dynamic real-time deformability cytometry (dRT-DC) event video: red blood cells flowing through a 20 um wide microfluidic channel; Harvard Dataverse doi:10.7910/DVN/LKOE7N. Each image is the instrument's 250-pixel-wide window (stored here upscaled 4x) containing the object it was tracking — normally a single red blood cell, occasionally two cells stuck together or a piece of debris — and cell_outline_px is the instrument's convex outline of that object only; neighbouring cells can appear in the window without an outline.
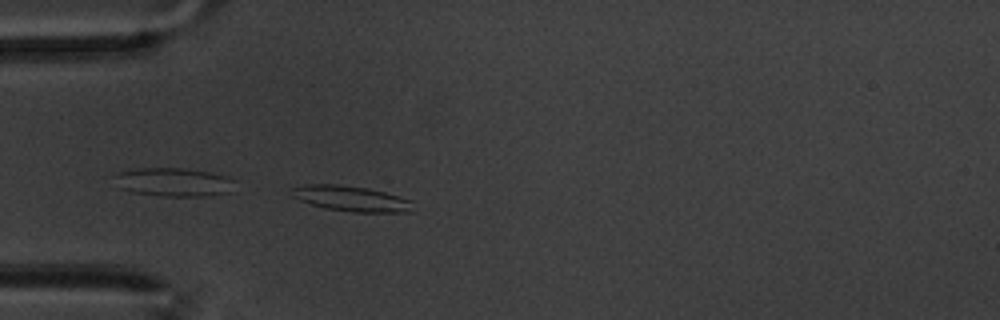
{"species": "common noctule bat (a hibernating species)", "species_latin": "Nyctalus noctula", "temperature_condition": "warm", "stored_images_in_passage": 28, "camera_frame_rate_fps": 3000, "um_per_image_px": 0.085, "animal": {"sex": "male", "body_mass_g": 20.1, "forearm_length_mm": 53.5}, "frame": {"image": 1, "passage_image": 1, "time_ms": 0.0, "image_size_px": [1000, 320], "cell_outline_px": [[412, 212], [352, 212], [324, 208], [300, 200], [292, 196], [292, 188], [308, 184], [336, 184], [368, 188], [400, 196], [412, 200]], "centroid_in_image_um": [29.88, 16.88], "position_along_channel_um": 55.1, "area_um2": 17.92}}
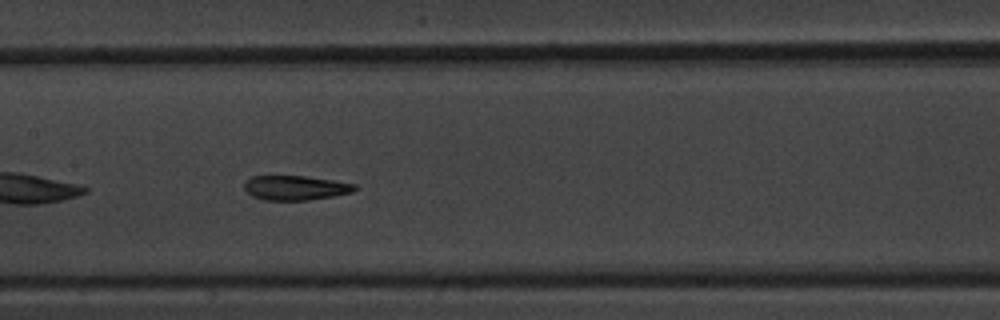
{"frame": {"image": 2, "passage_image": 13, "time_ms": 4.0, "image_size_px": [1000, 320], "cell_outline_px": [[356, 188], [352, 192], [332, 196], [308, 200], [264, 200], [252, 196], [244, 188], [244, 180], [252, 176], [304, 176], [332, 180], [356, 184]], "centroid_in_image_um": [25.07, 15.96], "position_along_channel_um": 182.3, "area_um2": 15.72}}